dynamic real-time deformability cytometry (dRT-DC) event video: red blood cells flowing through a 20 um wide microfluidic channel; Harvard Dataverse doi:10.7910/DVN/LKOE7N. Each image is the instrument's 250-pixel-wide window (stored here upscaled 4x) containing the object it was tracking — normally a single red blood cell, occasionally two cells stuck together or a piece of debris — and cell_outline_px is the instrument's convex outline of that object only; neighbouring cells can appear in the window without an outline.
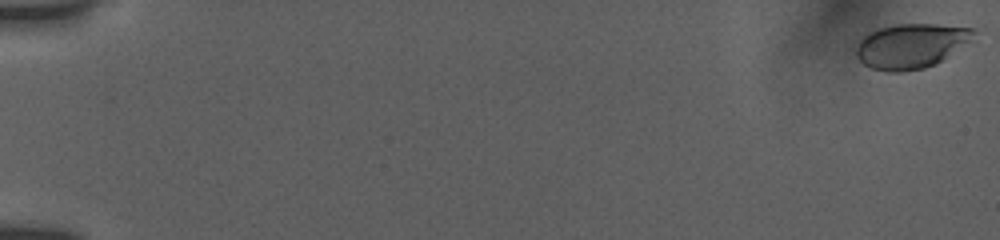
{"species": "human", "species_latin": "Homo sapiens", "temperature_condition": "room temperature", "stored_images_in_passage": 14, "segment_of_instrument_passage": [1, 2], "camera_frame_rate_fps": 3000, "um_per_image_px": 0.085, "donor": {"sex": "female"}, "frame": {"image": 1, "passage_image": 1, "time_ms": 0.0, "image_size_px": [1000, 240], "cell_outline_px": [[976, 32], [968, 40], [936, 64], [924, 68], [900, 72], [888, 72], [872, 68], [864, 64], [856, 56], [856, 48], [860, 40], [868, 32], [880, 28], [896, 24], [936, 24], [976, 28]], "centroid_in_image_um": [77.39, 3.9], "position_along_channel_um": 7.6, "area_um2": 30.17}}